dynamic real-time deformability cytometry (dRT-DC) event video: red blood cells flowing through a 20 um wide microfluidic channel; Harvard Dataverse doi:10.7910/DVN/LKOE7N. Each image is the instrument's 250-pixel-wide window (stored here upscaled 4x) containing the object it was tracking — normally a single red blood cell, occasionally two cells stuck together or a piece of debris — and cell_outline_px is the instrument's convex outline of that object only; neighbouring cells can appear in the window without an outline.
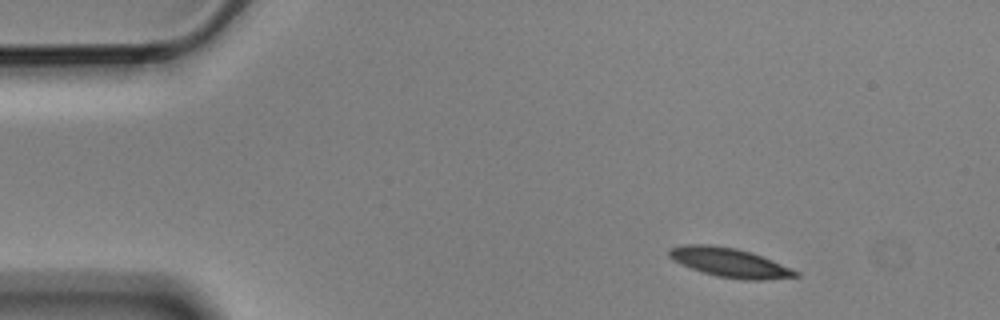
{"species": "Egyptian fruit bat (a non-hibernating species)", "species_latin": "Rousettus aegyptiacus", "temperature_condition": "cold", "stored_images_in_passage": 8, "camera_frame_rate_fps": 3000, "um_per_image_px": 0.085, "animal": {"sex": "male"}, "frame": {"image": 1, "passage_image": 1, "time_ms": 0.0, "image_size_px": [1000, 320], "cell_outline_px": [[800, 276], [764, 280], [744, 280], [716, 276], [692, 268], [668, 256], [668, 248], [680, 244], [712, 244], [736, 248], [752, 252], [792, 268], [800, 272]], "centroid_in_image_um": [62.05, 22.3], "position_along_channel_um": 23.0, "area_um2": 21.56}}
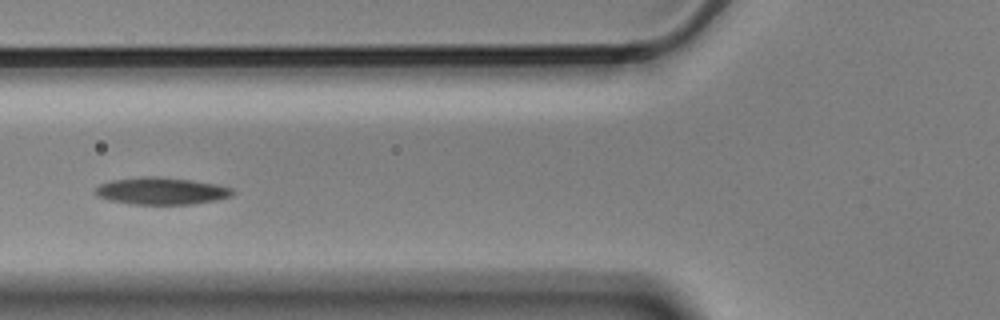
{"frame": {"image": 2, "passage_image": 5, "time_ms": 1.333, "image_size_px": [1000, 320], "cell_outline_px": [[236, 192], [232, 196], [216, 200], [192, 204], [132, 204], [108, 200], [96, 196], [92, 192], [100, 184], [112, 180], [144, 176], [156, 176], [188, 180], [216, 184], [232, 188]], "centroid_in_image_um": [13.69, 16.24], "position_along_channel_um": 112.1, "area_um2": 21.73}}
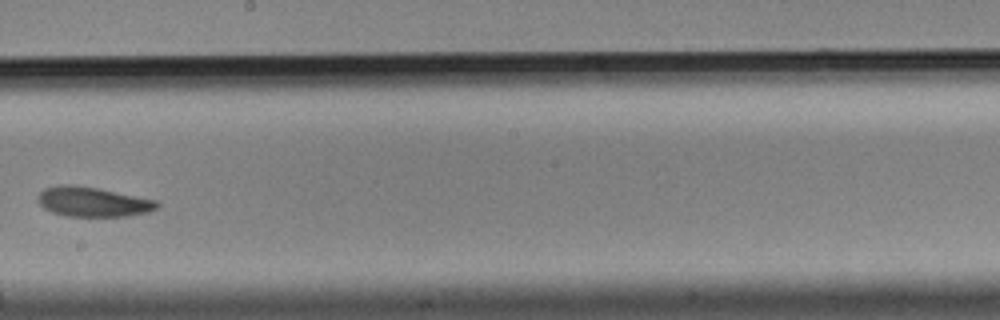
{"frame": {"image": 3, "passage_image": 8, "time_ms": 2.333, "image_size_px": [1000, 320], "cell_outline_px": [[160, 208], [148, 212], [128, 216], [64, 216], [52, 212], [44, 208], [40, 204], [36, 196], [44, 188], [64, 184], [72, 184], [96, 188], [156, 200], [160, 204]], "centroid_in_image_um": [7.89, 17.16], "position_along_channel_um": 240.3, "area_um2": 20.63}}